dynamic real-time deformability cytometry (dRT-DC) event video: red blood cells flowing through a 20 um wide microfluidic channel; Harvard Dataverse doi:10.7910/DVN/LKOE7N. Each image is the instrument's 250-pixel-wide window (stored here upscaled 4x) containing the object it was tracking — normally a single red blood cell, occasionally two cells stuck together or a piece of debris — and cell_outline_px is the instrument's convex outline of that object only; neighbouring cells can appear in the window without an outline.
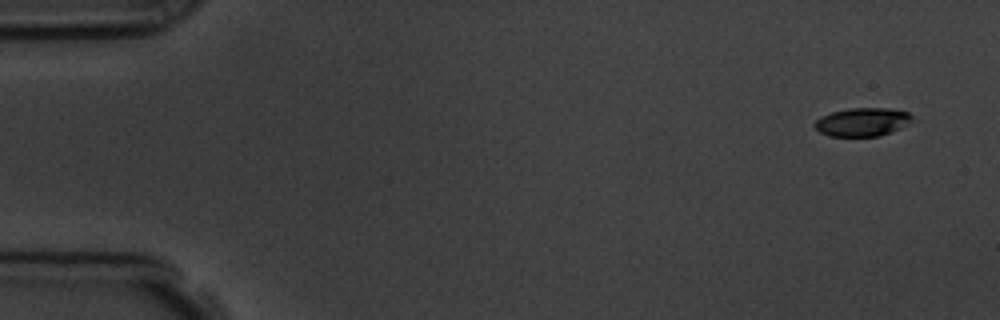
{"species": "common noctule bat (a hibernating species)", "species_latin": "Nyctalus noctula", "temperature_condition": "room temperature", "stored_images_in_passage": 6, "camera_frame_rate_fps": 3000, "um_per_image_px": 0.085, "animal": {"sex": "male", "body_mass_g": 19.5, "forearm_length_mm": 54.6}, "frame": {"image": 1, "passage_image": 1, "time_ms": 0.0, "image_size_px": [1000, 320], "cell_outline_px": [[912, 120], [892, 132], [880, 136], [828, 136], [820, 132], [812, 124], [820, 116], [832, 112], [848, 108], [892, 108], [908, 112], [912, 116]], "centroid_in_image_um": [73.27, 10.36], "position_along_channel_um": 11.7, "area_um2": 16.18}}
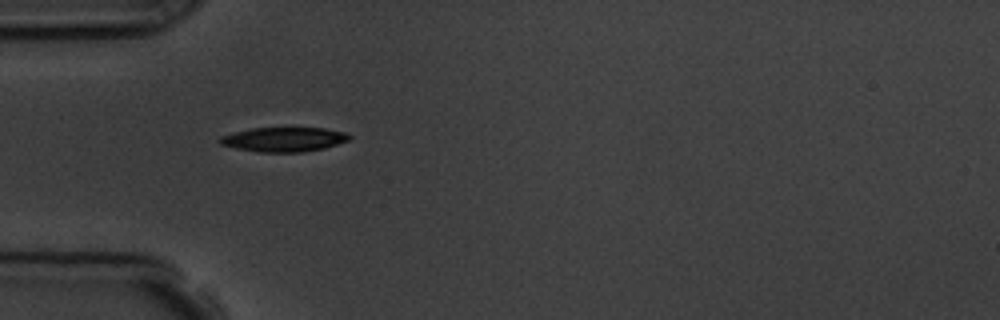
{"frame": {"image": 2, "passage_image": 5, "time_ms": 4.667, "image_size_px": [1000, 320], "cell_outline_px": [[352, 136], [348, 140], [324, 148], [304, 152], [260, 152], [236, 148], [220, 144], [216, 140], [220, 136], [252, 128], [324, 128], [344, 132]], "centroid_in_image_um": [24.1, 11.85], "position_along_channel_um": 60.9, "area_um2": 18.32}}